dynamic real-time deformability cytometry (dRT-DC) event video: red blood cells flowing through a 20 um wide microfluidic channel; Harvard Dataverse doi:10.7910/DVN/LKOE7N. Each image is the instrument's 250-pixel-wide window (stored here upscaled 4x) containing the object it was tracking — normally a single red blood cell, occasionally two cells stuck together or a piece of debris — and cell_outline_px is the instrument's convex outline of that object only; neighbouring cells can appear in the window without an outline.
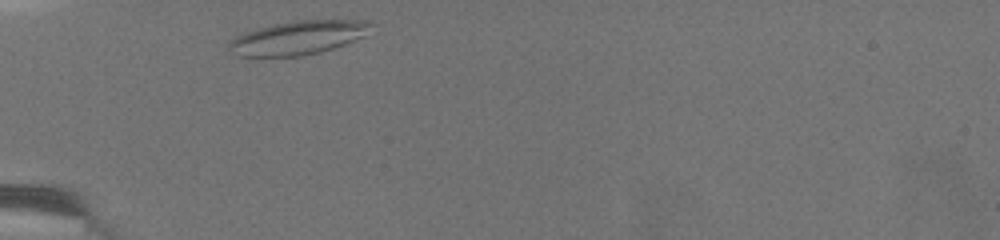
{"species": "common noctule bat (a hibernating species)", "species_latin": "Nyctalus noctula", "temperature_condition": "warm", "stored_images_in_passage": 23, "camera_frame_rate_fps": 3000, "um_per_image_px": 0.085, "animal": {"sex": "female", "body_mass_g": 19.5, "forearm_length_mm": 54.1}, "frame": {"image": 1, "passage_image": 1, "time_ms": 0.0, "image_size_px": [1000, 240], "cell_outline_px": [[372, 24], [364, 36], [344, 44], [320, 52], [300, 56], [236, 56], [228, 48], [228, 44], [236, 36], [244, 32], [276, 24], [296, 20], [360, 20]], "centroid_in_image_um": [25.3, 3.21], "position_along_channel_um": 59.7, "area_um2": 27.46}}
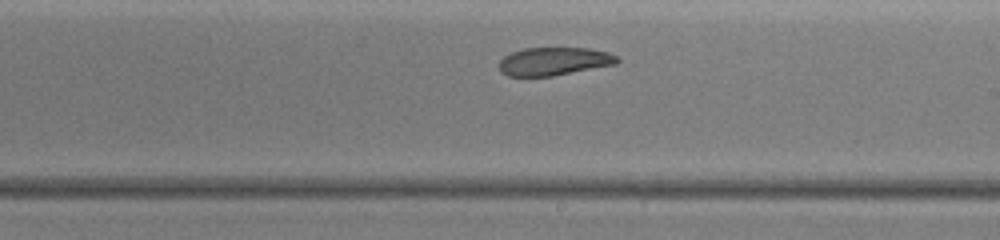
{"frame": {"image": 2, "passage_image": 13, "time_ms": 4.667, "image_size_px": [1000, 240], "cell_outline_px": [[620, 60], [616, 64], [552, 76], [508, 76], [500, 72], [500, 60], [504, 56], [512, 52], [524, 48], [588, 48], [608, 52], [616, 56]], "centroid_in_image_um": [47.08, 5.21], "position_along_channel_um": 241.9, "area_um2": 19.25}}
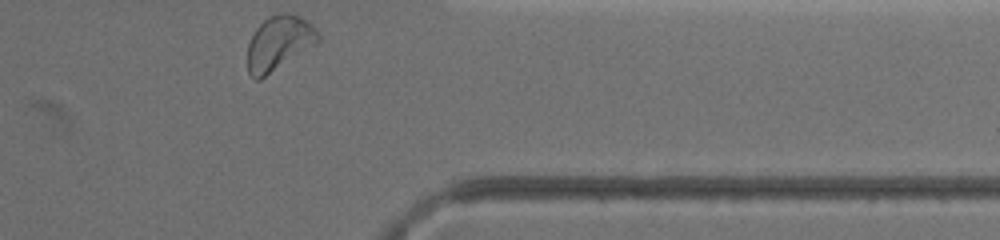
{"frame": {"image": 3, "passage_image": 23, "time_ms": 8.333, "image_size_px": [1000, 240], "cell_outline_px": [[320, 40], [316, 44], [260, 80], [256, 80], [248, 72], [248, 44], [256, 28], [268, 16], [280, 12], [292, 12], [308, 20], [316, 28], [320, 36]], "centroid_in_image_um": [23.74, 3.62], "position_along_channel_um": 387.7, "area_um2": 22.6}}